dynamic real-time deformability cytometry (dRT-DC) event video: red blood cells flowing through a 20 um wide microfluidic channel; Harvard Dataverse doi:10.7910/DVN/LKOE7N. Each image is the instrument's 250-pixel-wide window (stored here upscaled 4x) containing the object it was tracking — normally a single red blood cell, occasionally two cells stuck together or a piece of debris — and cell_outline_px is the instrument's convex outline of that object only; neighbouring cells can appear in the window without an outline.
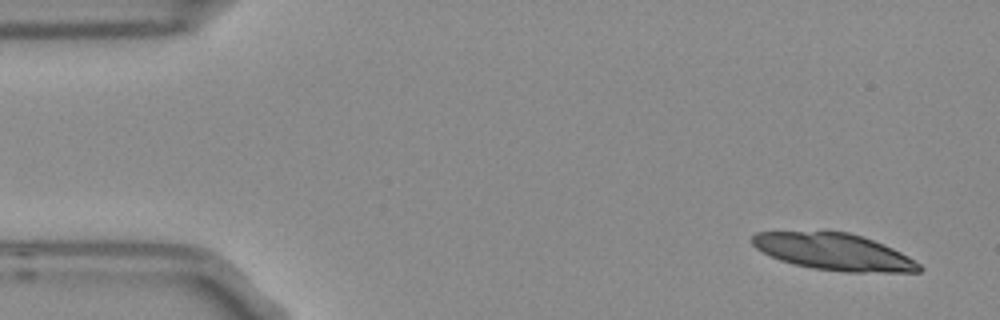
{"species": "Egyptian fruit bat (a non-hibernating species)", "species_latin": "Rousettus aegyptiacus", "temperature_condition": "room temperature", "stored_images_in_passage": 5, "camera_frame_rate_fps": 3000, "um_per_image_px": 0.085, "frame": {"image": 1, "passage_image": 1, "time_ms": 0.0, "image_size_px": [1000, 320], "cell_outline_px": [[924, 268], [920, 272], [844, 272], [812, 268], [792, 264], [780, 260], [756, 248], [752, 244], [752, 236], [756, 232], [848, 232], [872, 240], [892, 248], [908, 256], [920, 264]], "centroid_in_image_um": [70.9, 21.42], "position_along_channel_um": 14.1, "area_um2": 35.37}}